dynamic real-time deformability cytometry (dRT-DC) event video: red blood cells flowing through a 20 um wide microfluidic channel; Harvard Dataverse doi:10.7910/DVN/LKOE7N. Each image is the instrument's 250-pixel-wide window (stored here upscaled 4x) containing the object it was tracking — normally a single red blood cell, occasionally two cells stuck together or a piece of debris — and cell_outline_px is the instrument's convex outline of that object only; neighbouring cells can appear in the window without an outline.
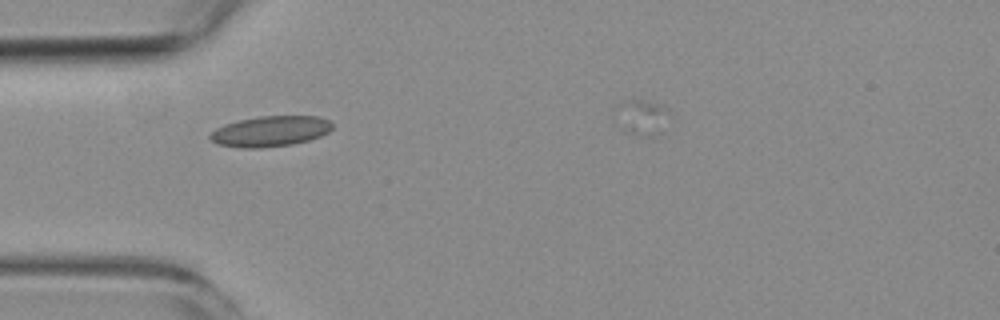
{"species": "common noctule bat (a hibernating species)", "species_latin": "Nyctalus noctula", "temperature_condition": "room temperature", "stored_images_in_passage": 2, "camera_frame_rate_fps": 3000, "um_per_image_px": 0.085, "animal": {"sex": "female", "body_mass_g": 19.3, "forearm_length_mm": 54.1}, "frame": {"image": 1, "passage_image": 1, "time_ms": 0.0, "image_size_px": [1000, 320], "cell_outline_px": [[332, 128], [328, 132], [320, 136], [308, 140], [292, 144], [260, 148], [240, 148], [216, 144], [208, 136], [216, 128], [224, 124], [240, 120], [260, 116], [316, 116], [328, 120], [332, 124]], "centroid_in_image_um": [22.95, 11.16], "position_along_channel_um": 62.1, "area_um2": 21.68}}